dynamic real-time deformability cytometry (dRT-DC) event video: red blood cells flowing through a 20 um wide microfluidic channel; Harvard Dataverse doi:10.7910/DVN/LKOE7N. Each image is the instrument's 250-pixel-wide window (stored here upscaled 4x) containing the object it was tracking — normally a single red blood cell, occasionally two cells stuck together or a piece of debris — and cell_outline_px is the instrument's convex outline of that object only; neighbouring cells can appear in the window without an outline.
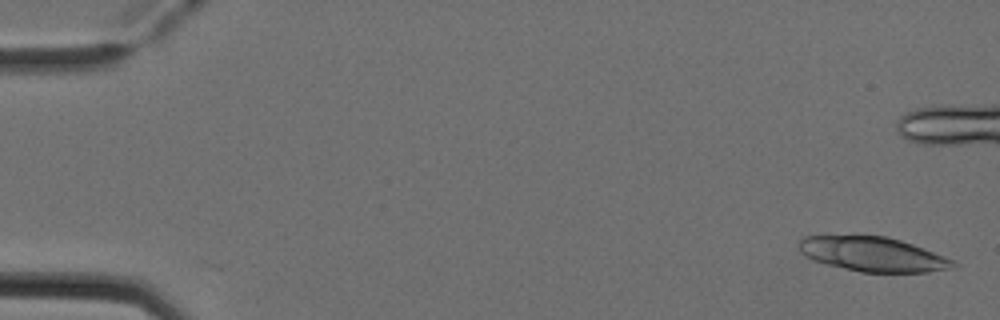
{"species": "Egyptian fruit bat (a non-hibernating species)", "species_latin": "Rousettus aegyptiacus", "temperature_condition": "cold", "stored_images_in_passage": 7, "camera_frame_rate_fps": 3000, "um_per_image_px": 0.085, "animal": {"sex": "female"}, "frame": {"image": 1, "passage_image": 1, "time_ms": 0.0, "image_size_px": [1000, 320], "cell_outline_px": [[960, 264], [956, 268], [928, 272], [860, 272], [828, 264], [816, 260], [800, 252], [800, 240], [804, 236], [856, 232], [884, 236], [900, 240], [912, 244], [956, 260]], "centroid_in_image_um": [74.22, 21.56], "position_along_channel_um": 10.8, "area_um2": 31.91}}